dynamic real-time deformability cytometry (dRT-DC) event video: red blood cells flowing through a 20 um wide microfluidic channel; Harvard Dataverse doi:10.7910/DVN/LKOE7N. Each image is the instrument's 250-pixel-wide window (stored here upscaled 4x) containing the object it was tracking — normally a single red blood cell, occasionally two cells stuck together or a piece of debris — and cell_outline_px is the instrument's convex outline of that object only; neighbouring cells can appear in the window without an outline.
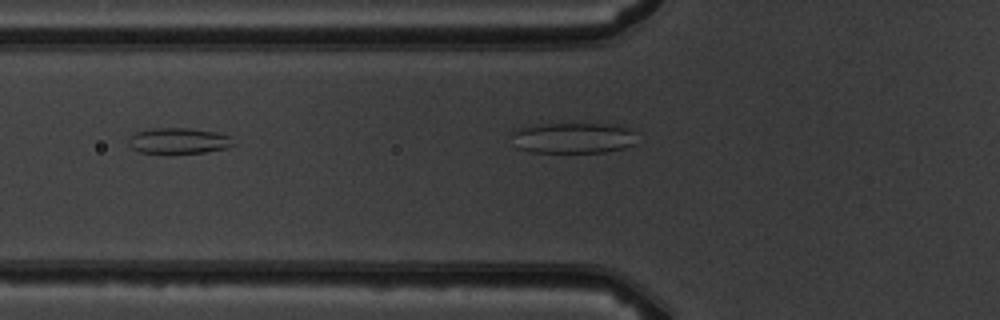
{"species": "common noctule bat (a hibernating species)", "species_latin": "Nyctalus noctula", "temperature_condition": "warm", "stored_images_in_passage": 5, "camera_frame_rate_fps": 3000, "um_per_image_px": 0.085, "animal": {"sex": "male", "body_mass_g": 19.5, "forearm_length_mm": 54.6}, "frame": {"image": 1, "passage_image": 2, "time_ms": 1.333, "image_size_px": [1000, 320], "cell_outline_px": [[236, 144], [224, 148], [204, 152], [172, 156], [168, 156], [140, 152], [132, 148], [128, 144], [128, 140], [136, 132], [152, 128], [192, 128], [216, 132], [228, 136]], "centroid_in_image_um": [15.14, 12.01], "position_along_channel_um": 110.7, "area_um2": 16.36}}